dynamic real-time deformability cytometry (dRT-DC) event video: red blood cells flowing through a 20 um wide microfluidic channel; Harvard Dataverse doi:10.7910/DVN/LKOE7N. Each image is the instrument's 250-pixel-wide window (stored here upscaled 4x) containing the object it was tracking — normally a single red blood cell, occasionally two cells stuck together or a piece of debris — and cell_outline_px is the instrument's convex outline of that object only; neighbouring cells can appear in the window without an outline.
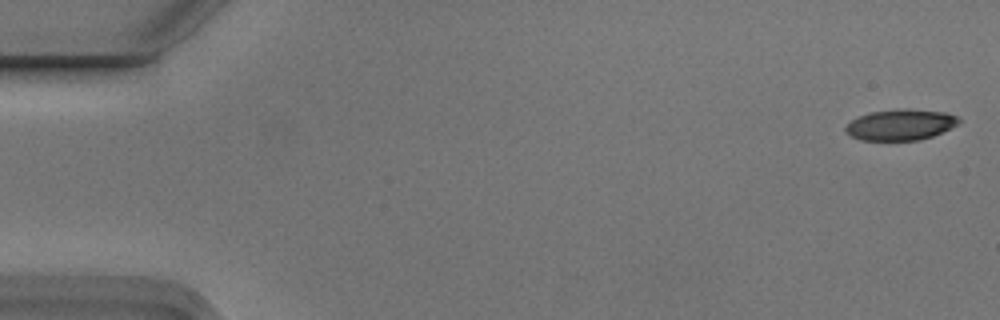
{"species": "Egyptian fruit bat (a non-hibernating species)", "species_latin": "Rousettus aegyptiacus", "temperature_condition": "cold", "stored_images_in_passage": 6, "camera_frame_rate_fps": 3000, "um_per_image_px": 0.085, "animal": {"sex": "male"}, "frame": {"image": 1, "passage_image": 1, "time_ms": 0.0, "image_size_px": [1000, 320], "cell_outline_px": [[960, 124], [932, 136], [920, 140], [860, 140], [852, 136], [844, 128], [852, 120], [860, 116], [872, 112], [944, 112], [956, 116], [960, 120]], "centroid_in_image_um": [76.55, 10.67], "position_along_channel_um": 8.4, "area_um2": 19.13}}